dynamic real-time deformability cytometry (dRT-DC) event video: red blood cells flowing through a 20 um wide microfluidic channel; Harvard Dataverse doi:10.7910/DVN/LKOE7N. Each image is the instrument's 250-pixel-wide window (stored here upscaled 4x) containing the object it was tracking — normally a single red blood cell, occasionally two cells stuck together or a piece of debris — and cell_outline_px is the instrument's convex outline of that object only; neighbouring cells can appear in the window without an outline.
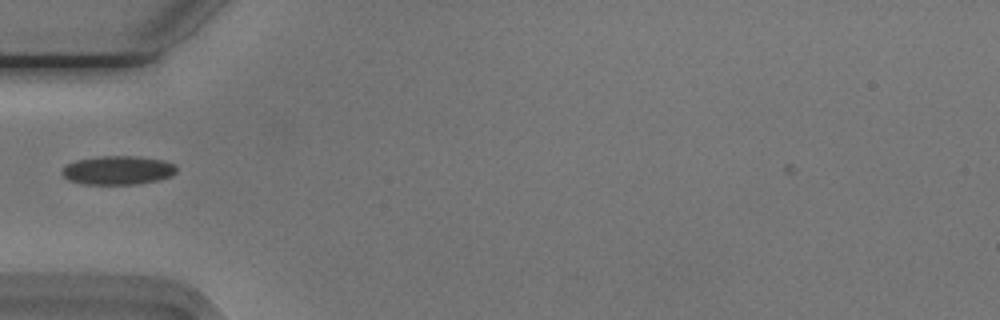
{"species": "Egyptian fruit bat (a non-hibernating species)", "species_latin": "Rousettus aegyptiacus", "temperature_condition": "cold", "stored_images_in_passage": 29, "camera_frame_rate_fps": 3000, "um_per_image_px": 0.085, "animal": {"sex": "male"}, "frame": {"image": 1, "passage_image": 2, "time_ms": 0.333, "image_size_px": [1000, 320], "cell_outline_px": [[176, 172], [172, 176], [156, 180], [136, 184], [80, 184], [68, 180], [60, 172], [68, 164], [76, 160], [100, 156], [136, 156], [160, 160], [172, 164], [176, 168]], "centroid_in_image_um": [9.98, 14.48], "position_along_channel_um": 75.0, "area_um2": 19.02}}
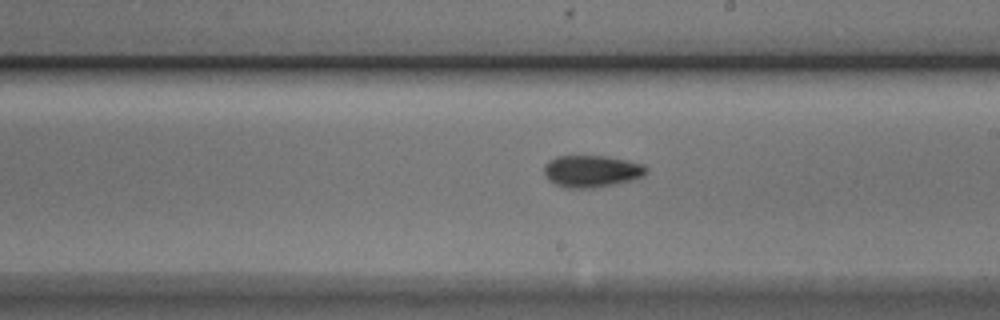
{"frame": {"image": 2, "passage_image": 15, "time_ms": 4.667, "image_size_px": [1000, 320], "cell_outline_px": [[648, 172], [644, 176], [632, 180], [616, 184], [592, 188], [568, 188], [556, 184], [548, 180], [544, 172], [544, 164], [548, 160], [556, 156], [608, 156], [644, 164], [648, 168]], "centroid_in_image_um": [50.31, 14.55], "position_along_channel_um": 238.7, "area_um2": 19.25}}
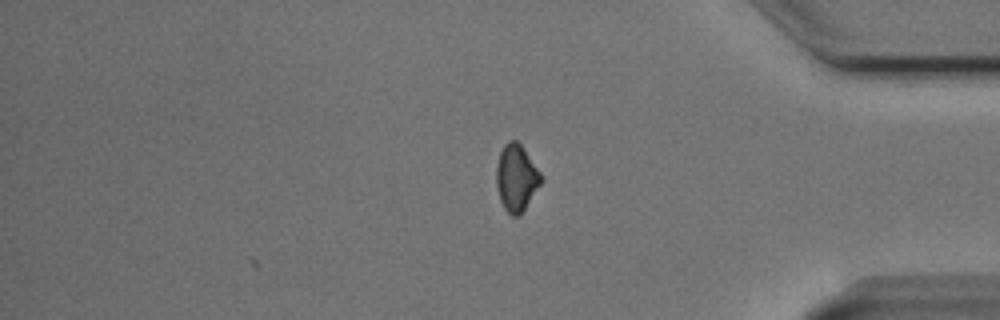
{"frame": {"image": 3, "passage_image": 29, "time_ms": 9.333, "image_size_px": [1000, 320], "cell_outline_px": [[544, 180], [520, 216], [512, 216], [504, 208], [500, 200], [496, 188], [496, 168], [500, 152], [504, 144], [508, 140], [516, 140], [524, 148], [540, 172]], "centroid_in_image_um": [43.89, 15.13], "position_along_channel_um": 391.3, "area_um2": 17.57}, "authors_computed_cell_mechanics": {"area_um2": 18.0336, "velocity_mm_per_s": 3.7694, "shape_relaxation_time_tau1_ms": 8.3639, "shape_relaxation_time_tau2_ms": 4.0452, "deformation_change_tau1": 0.1428, "deformation_change_tau2": 0.0906}}